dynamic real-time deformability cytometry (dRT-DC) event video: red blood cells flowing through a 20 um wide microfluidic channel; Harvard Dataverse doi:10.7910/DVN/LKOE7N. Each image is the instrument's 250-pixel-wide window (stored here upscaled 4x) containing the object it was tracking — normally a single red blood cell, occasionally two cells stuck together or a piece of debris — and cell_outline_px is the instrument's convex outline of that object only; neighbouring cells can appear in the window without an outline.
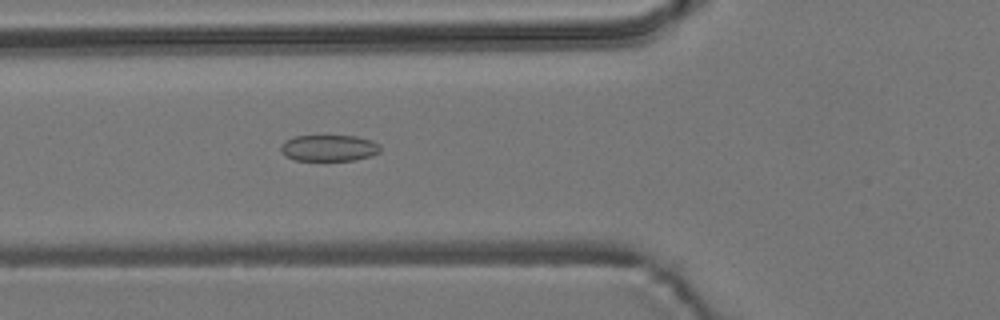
{"species": "common noctule bat (a hibernating species)", "species_latin": "Nyctalus noctula", "temperature_condition": "room temperature", "stored_images_in_passage": 39, "camera_frame_rate_fps": 3000, "um_per_image_px": 0.085, "animal": {"sex": "male", "body_mass_g": 19.2, "forearm_length_mm": 51.8}, "frame": {"image": 1, "passage_image": 4, "time_ms": 1.0, "image_size_px": [1000, 320], "cell_outline_px": [[380, 152], [372, 156], [356, 160], [296, 160], [284, 156], [280, 148], [280, 144], [284, 140], [292, 136], [356, 136], [372, 140], [380, 144]], "centroid_in_image_um": [27.95, 12.58], "position_along_channel_um": 97.8, "area_um2": 15.49}}
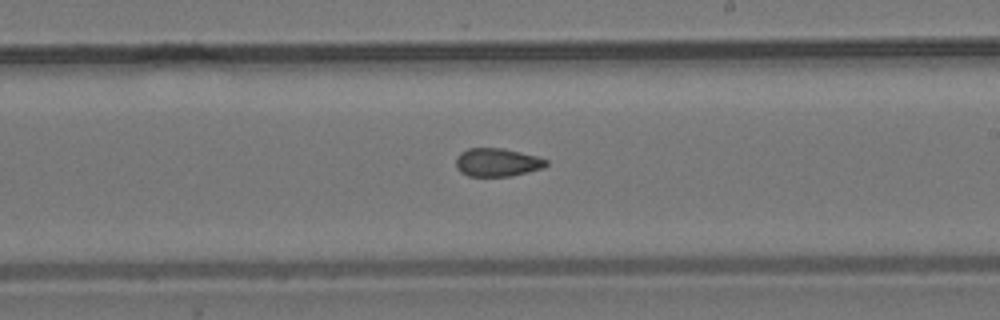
{"frame": {"image": 2, "passage_image": 16, "time_ms": 5.0, "image_size_px": [1000, 320], "cell_outline_px": [[548, 164], [544, 168], [512, 176], [468, 176], [460, 172], [456, 168], [456, 156], [460, 152], [468, 148], [504, 148], [536, 156], [548, 160]], "centroid_in_image_um": [42.25, 13.8], "position_along_channel_um": 246.7, "area_um2": 15.03}}
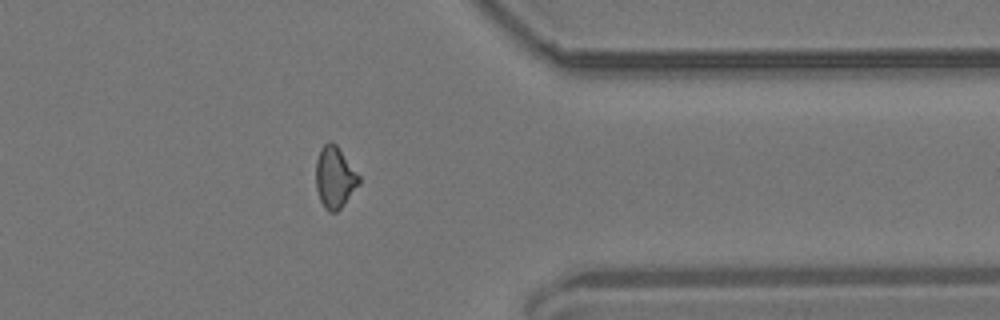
{"frame": {"image": 3, "passage_image": 28, "time_ms": 9.0, "image_size_px": [1000, 320], "cell_outline_px": [[360, 184], [340, 208], [336, 212], [328, 212], [324, 208], [320, 200], [316, 188], [316, 160], [320, 148], [328, 140], [332, 140], [336, 144], [360, 176]], "centroid_in_image_um": [28.44, 15.06], "position_along_channel_um": 383.0, "area_um2": 15.55}, "authors_computed_cell_mechanics": {"area_um2": 15.2592, "velocity_mm_per_s": 3.7082, "shape_relaxation_time_tau1_ms": null, "shape_relaxation_time_tau2_ms": 3.1466, "deformation_change_tau1": null, "deformation_change_tau2": 0.0941}}